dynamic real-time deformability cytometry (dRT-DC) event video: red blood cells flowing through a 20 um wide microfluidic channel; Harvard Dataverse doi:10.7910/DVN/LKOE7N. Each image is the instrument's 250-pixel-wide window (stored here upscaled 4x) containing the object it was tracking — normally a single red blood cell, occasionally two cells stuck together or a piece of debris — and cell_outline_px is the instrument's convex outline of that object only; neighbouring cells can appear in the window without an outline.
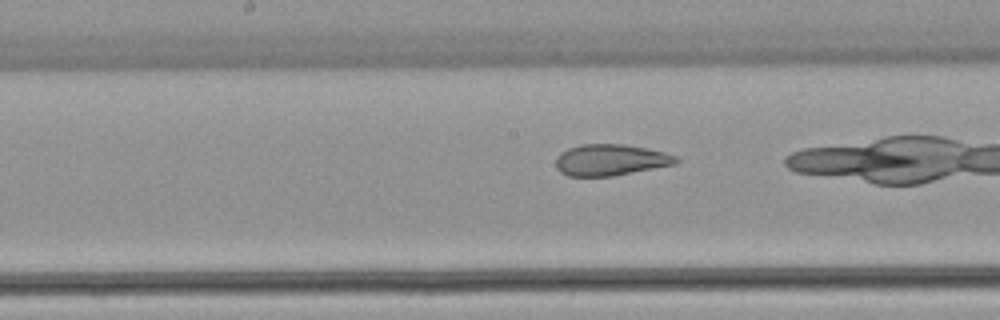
{"species": "common noctule bat (a hibernating species)", "species_latin": "Nyctalus noctula", "temperature_condition": "warm", "stored_images_in_passage": 26, "camera_frame_rate_fps": 3000, "um_per_image_px": 0.085, "animal": {"sex": "female", "body_mass_g": 22.7, "forearm_length_mm": 54.2}, "frame": {"image": 1, "passage_image": 23, "time_ms": 7.333, "image_size_px": [1000, 320], "cell_outline_px": [[680, 160], [676, 164], [612, 176], [568, 176], [560, 172], [556, 168], [556, 160], [560, 152], [568, 148], [580, 144], [624, 144], [648, 148], [664, 152], [676, 156]], "centroid_in_image_um": [51.89, 13.59], "position_along_channel_um": 196.3, "area_um2": 22.02}}